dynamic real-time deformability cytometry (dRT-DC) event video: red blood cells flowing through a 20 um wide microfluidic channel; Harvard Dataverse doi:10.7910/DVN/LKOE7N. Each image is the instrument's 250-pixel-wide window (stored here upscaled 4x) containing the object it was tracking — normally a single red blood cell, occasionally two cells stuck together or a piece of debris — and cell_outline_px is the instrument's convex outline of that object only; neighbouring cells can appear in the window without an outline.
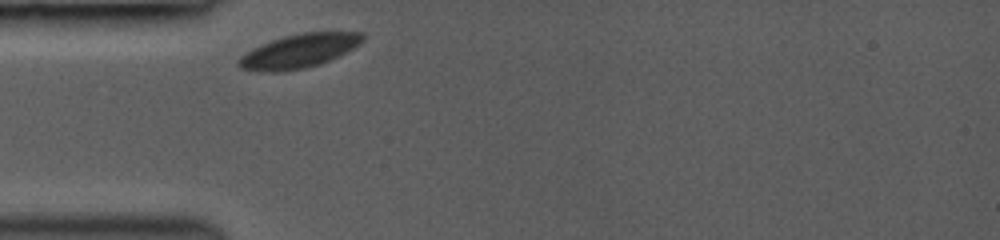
{"species": "common noctule bat (a hibernating species)", "species_latin": "Nyctalus noctula", "temperature_condition": "room temperature", "stored_images_in_passage": 3, "camera_frame_rate_fps": 3000, "um_per_image_px": 0.085, "animal": {"sex": "female", "body_mass_g": 19.0, "forearm_length_mm": 53.3}, "frame": {"image": 1, "passage_image": 1, "time_ms": 0.0, "image_size_px": [1000, 240], "cell_outline_px": [[364, 40], [360, 44], [320, 64], [304, 68], [280, 72], [268, 72], [240, 68], [236, 64], [236, 60], [240, 56], [252, 48], [272, 40], [284, 36], [300, 32], [364, 32]], "centroid_in_image_um": [25.38, 4.33], "position_along_channel_um": 59.6, "area_um2": 24.33}}
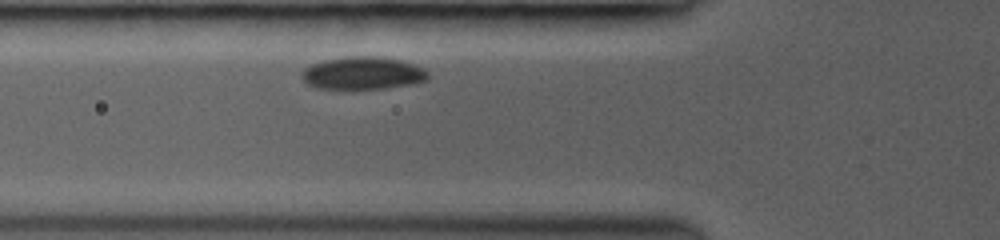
{"frame": {"image": 2, "passage_image": 3, "time_ms": 1.0, "image_size_px": [1000, 240], "cell_outline_px": [[428, 80], [412, 84], [384, 88], [352, 92], [316, 88], [308, 84], [300, 76], [300, 72], [304, 68], [312, 64], [324, 60], [348, 56], [380, 56], [400, 60], [424, 68], [428, 72]], "centroid_in_image_um": [30.79, 6.26], "position_along_channel_um": 95.0, "area_um2": 24.97}}